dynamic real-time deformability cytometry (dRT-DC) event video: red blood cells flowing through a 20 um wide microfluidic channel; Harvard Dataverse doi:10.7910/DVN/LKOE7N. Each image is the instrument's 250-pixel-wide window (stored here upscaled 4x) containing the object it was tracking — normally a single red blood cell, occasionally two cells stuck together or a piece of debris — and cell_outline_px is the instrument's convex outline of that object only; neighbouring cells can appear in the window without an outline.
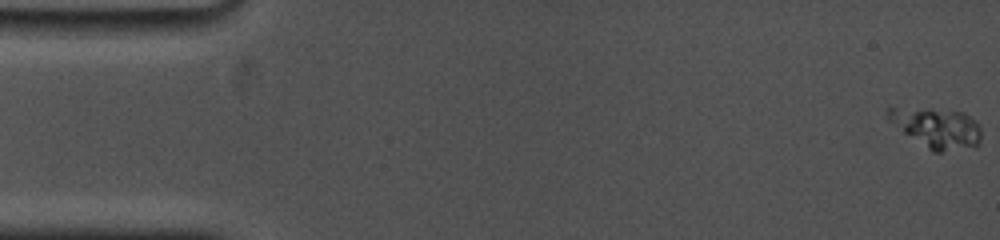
{"species": "common noctule bat (a hibernating species)", "species_latin": "Nyctalus noctula", "temperature_condition": "cold", "stored_images_in_passage": 36, "camera_frame_rate_fps": 5000, "um_per_image_px": 0.085, "animal": {"sex": "female", "body_mass_g": 19.0, "forearm_length_mm": 53.3}, "frame": {"image": 1, "passage_image": 1, "time_ms": 0.0, "image_size_px": [1000, 240], "cell_outline_px": [[980, 140], [976, 144], [940, 152], [932, 152], [904, 132], [888, 120], [884, 112], [888, 108], [896, 108], [964, 112], [976, 120], [980, 128]], "centroid_in_image_um": [79.6, 10.86], "position_along_channel_um": 5.4, "area_um2": 20.92}}
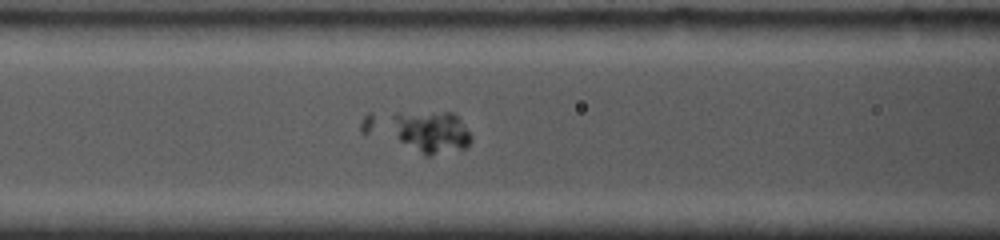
{"frame": {"image": 2, "passage_image": 18, "time_ms": 7.2, "image_size_px": [1000, 240], "cell_outline_px": [[472, 140], [464, 148], [432, 156], [424, 156], [400, 140], [388, 116], [396, 112], [452, 112], [460, 120], [472, 136]], "centroid_in_image_um": [36.63, 11.2], "position_along_channel_um": 130.0, "area_um2": 19.54}}
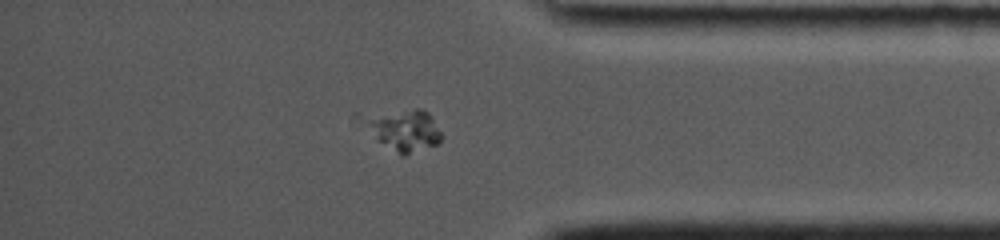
{"frame": {"image": 3, "passage_image": 32, "time_ms": 14.8, "image_size_px": [1000, 240], "cell_outline_px": [[440, 140], [436, 144], [404, 156], [376, 140], [348, 120], [352, 112], [416, 108], [420, 108], [428, 112], [432, 116], [440, 132]], "centroid_in_image_um": [33.94, 10.92], "position_along_channel_um": 401.3, "area_um2": 20.87}}